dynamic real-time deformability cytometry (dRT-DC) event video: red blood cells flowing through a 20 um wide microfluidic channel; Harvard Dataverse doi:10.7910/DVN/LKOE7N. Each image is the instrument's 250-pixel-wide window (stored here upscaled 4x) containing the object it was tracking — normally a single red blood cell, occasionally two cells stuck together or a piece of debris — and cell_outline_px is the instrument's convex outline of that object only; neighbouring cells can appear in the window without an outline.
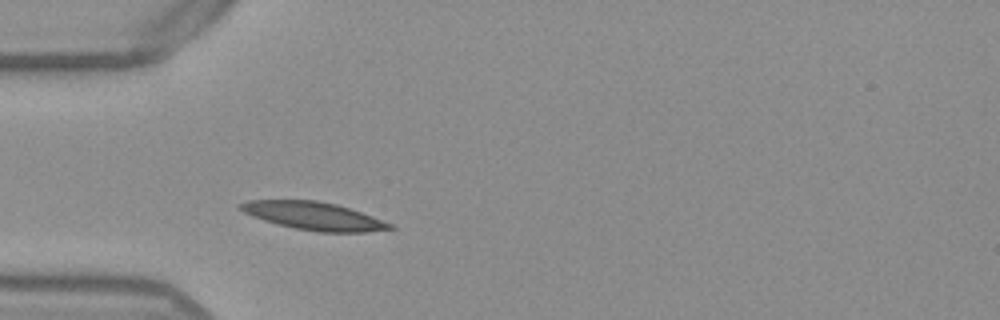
{"species": "Egyptian fruit bat (a non-hibernating species)", "species_latin": "Rousettus aegyptiacus", "temperature_condition": "warm", "stored_images_in_passage": 31, "camera_frame_rate_fps": 3000, "um_per_image_px": 0.085, "frame": {"image": 1, "passage_image": 1, "time_ms": 0.0, "image_size_px": [1000, 320], "cell_outline_px": [[396, 228], [364, 232], [320, 232], [296, 228], [264, 220], [252, 216], [236, 208], [236, 204], [248, 200], [316, 200], [336, 204], [372, 216], [392, 224]], "centroid_in_image_um": [26.62, 18.34], "position_along_channel_um": 58.4, "area_um2": 24.1}}
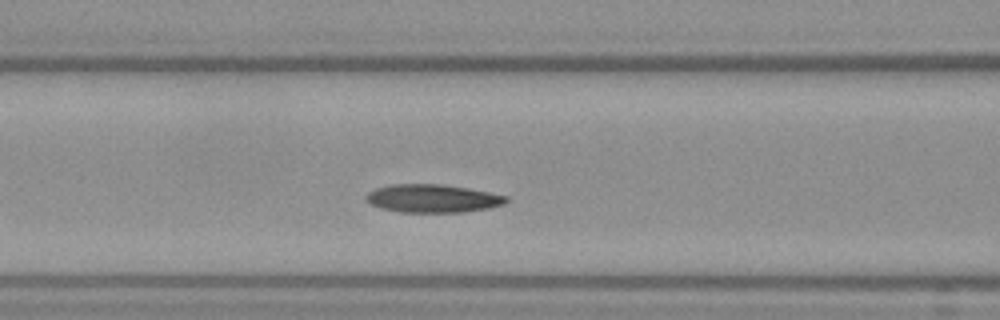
{"frame": {"image": 2, "passage_image": 7, "time_ms": 2.0, "image_size_px": [1000, 320], "cell_outline_px": [[512, 200], [504, 204], [488, 208], [464, 212], [400, 212], [380, 208], [364, 200], [364, 196], [368, 192], [376, 188], [392, 184], [440, 184], [468, 188], [508, 196]], "centroid_in_image_um": [36.78, 16.87], "position_along_channel_um": 129.8, "area_um2": 23.12}}
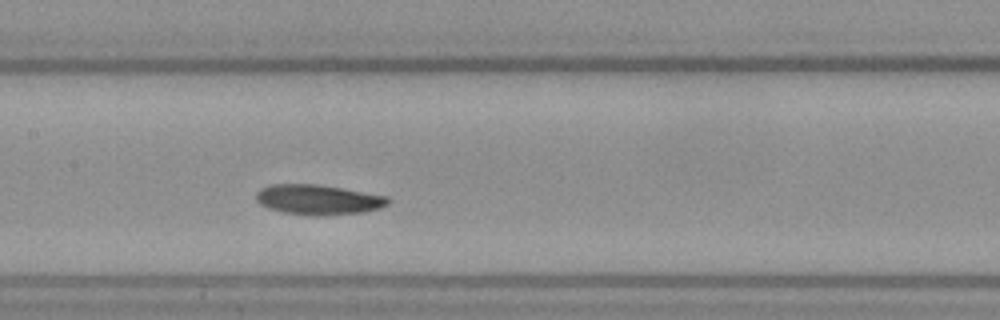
{"frame": {"image": 3, "passage_image": 11, "time_ms": 3.333, "image_size_px": [1000, 320], "cell_outline_px": [[392, 200], [388, 204], [380, 208], [364, 212], [324, 216], [312, 216], [284, 212], [268, 208], [260, 204], [256, 200], [256, 192], [260, 188], [268, 184], [316, 184], [388, 196]], "centroid_in_image_um": [27.04, 16.97], "position_along_channel_um": 180.4, "area_um2": 23.29}, "authors_computed_cell_mechanics": {"area_um2": 22.4264, "velocity_mm_per_s": 3.7876, "shape_relaxation_time_tau1_ms": 7.3263, "shape_relaxation_time_tau2_ms": null, "deformation_change_tau1": 0.1358, "deformation_change_tau2": null}}